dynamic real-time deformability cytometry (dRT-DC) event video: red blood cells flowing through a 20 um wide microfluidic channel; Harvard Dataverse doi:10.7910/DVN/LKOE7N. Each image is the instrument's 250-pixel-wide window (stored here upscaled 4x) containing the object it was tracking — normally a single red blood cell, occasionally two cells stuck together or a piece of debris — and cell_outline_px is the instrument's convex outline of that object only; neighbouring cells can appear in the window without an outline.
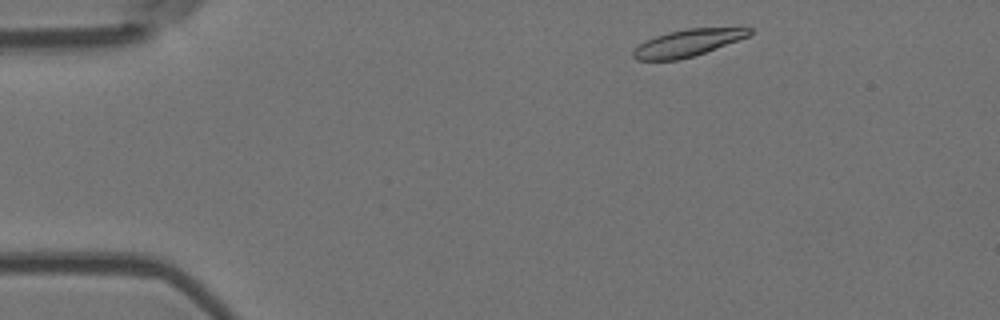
{"species": "Egyptian fruit bat (a non-hibernating species)", "species_latin": "Rousettus aegyptiacus", "temperature_condition": "room temperature", "stored_images_in_passage": 49, "camera_frame_rate_fps": 3000, "um_per_image_px": 0.085, "animal": {"sex": "female"}, "frame": {"image": 1, "passage_image": 2, "time_ms": 0.333, "image_size_px": [1000, 320], "cell_outline_px": [[752, 32], [748, 36], [704, 52], [692, 56], [676, 60], [636, 60], [632, 56], [632, 52], [644, 40], [668, 32], [688, 28], [740, 24], [752, 28]], "centroid_in_image_um": [58.55, 3.58], "position_along_channel_um": 26.4, "area_um2": 18.79}}
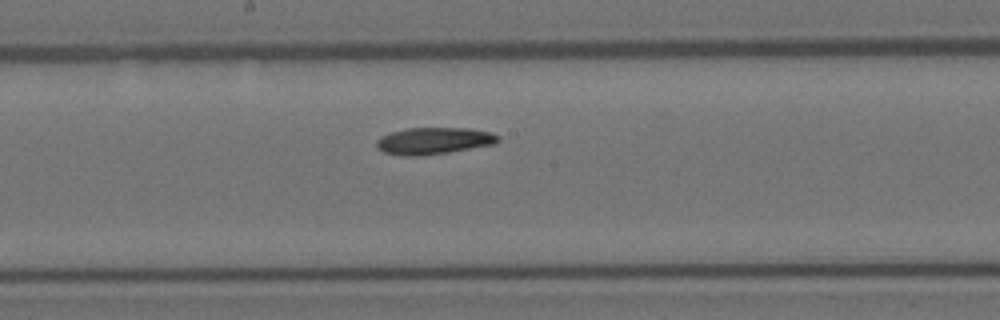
{"frame": {"image": 2, "passage_image": 23, "time_ms": 7.333, "image_size_px": [1000, 320], "cell_outline_px": [[500, 140], [496, 144], [448, 152], [420, 156], [404, 156], [384, 152], [376, 148], [376, 140], [380, 136], [392, 132], [408, 128], [468, 128], [488, 132], [500, 136]], "centroid_in_image_um": [36.86, 11.97], "position_along_channel_um": 211.3, "area_um2": 19.02}}
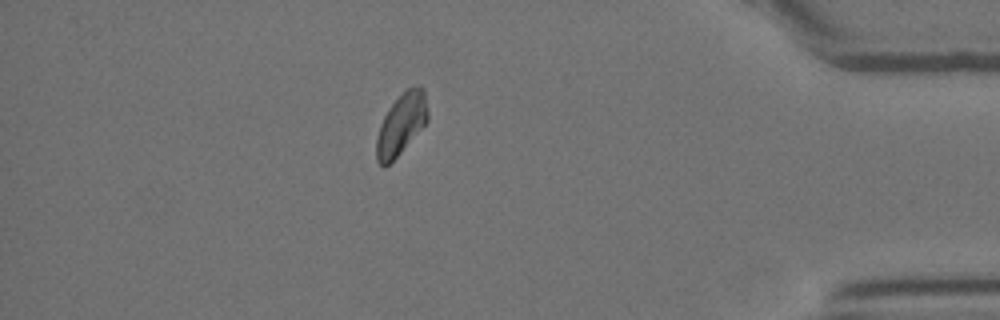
{"frame": {"image": 3, "passage_image": 42, "time_ms": 13.667, "image_size_px": [1000, 320], "cell_outline_px": [[428, 120], [400, 152], [384, 168], [376, 160], [376, 140], [380, 124], [388, 108], [408, 88], [420, 84], [424, 88], [428, 112]], "centroid_in_image_um": [34.1, 10.53], "position_along_channel_um": 401.1, "area_um2": 17.98}, "authors_computed_cell_mechanics": {"area_um2": 18.8428, "velocity_mm_per_s": 3.6192, "shape_relaxation_time_tau1_ms": 9.4916, "shape_relaxation_time_tau2_ms": null, "deformation_change_tau1": 0.1784, "deformation_change_tau2": null}}